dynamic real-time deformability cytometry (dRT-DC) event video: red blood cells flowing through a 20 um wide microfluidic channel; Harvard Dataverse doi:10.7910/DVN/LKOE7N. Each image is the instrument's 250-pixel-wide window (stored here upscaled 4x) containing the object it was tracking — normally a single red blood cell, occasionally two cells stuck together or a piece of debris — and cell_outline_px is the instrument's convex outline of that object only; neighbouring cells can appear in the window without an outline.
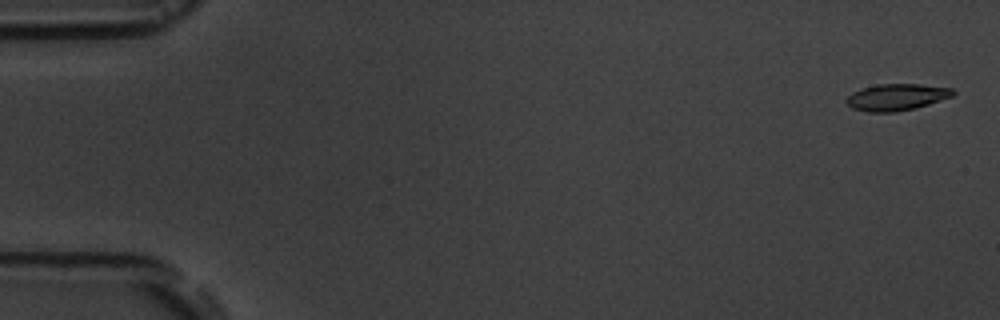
{"species": "common noctule bat (a hibernating species)", "species_latin": "Nyctalus noctula", "temperature_condition": "room temperature", "stored_images_in_passage": 6, "camera_frame_rate_fps": 3000, "um_per_image_px": 0.085, "animal": {"sex": "male", "body_mass_g": 19.5, "forearm_length_mm": 54.6}, "frame": {"image": 1, "passage_image": 1, "time_ms": 0.0, "image_size_px": [1000, 320], "cell_outline_px": [[956, 92], [952, 96], [916, 108], [896, 112], [868, 112], [852, 108], [848, 104], [848, 96], [852, 92], [860, 88], [876, 84], [920, 84], [952, 88]], "centroid_in_image_um": [76.21, 8.25], "position_along_channel_um": 8.8, "area_um2": 16.53}}
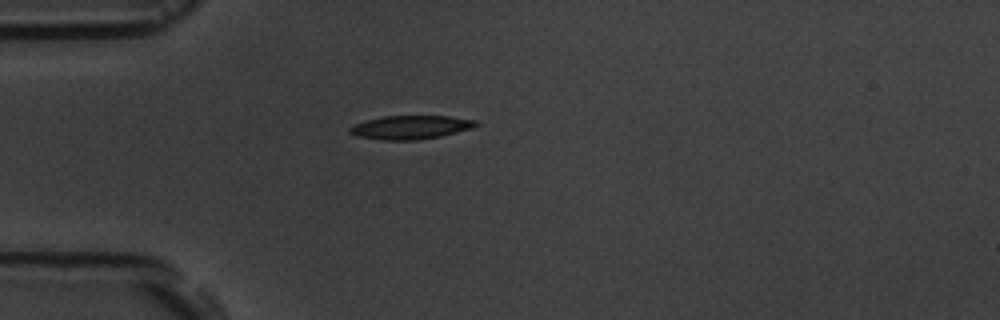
{"frame": {"image": 2, "passage_image": 5, "time_ms": 4.667, "image_size_px": [1000, 320], "cell_outline_px": [[476, 124], [472, 128], [440, 136], [416, 140], [380, 140], [356, 136], [348, 132], [348, 128], [352, 124], [364, 120], [384, 116], [448, 116], [476, 120]], "centroid_in_image_um": [34.8, 10.82], "position_along_channel_um": 50.2, "area_um2": 17.4}}